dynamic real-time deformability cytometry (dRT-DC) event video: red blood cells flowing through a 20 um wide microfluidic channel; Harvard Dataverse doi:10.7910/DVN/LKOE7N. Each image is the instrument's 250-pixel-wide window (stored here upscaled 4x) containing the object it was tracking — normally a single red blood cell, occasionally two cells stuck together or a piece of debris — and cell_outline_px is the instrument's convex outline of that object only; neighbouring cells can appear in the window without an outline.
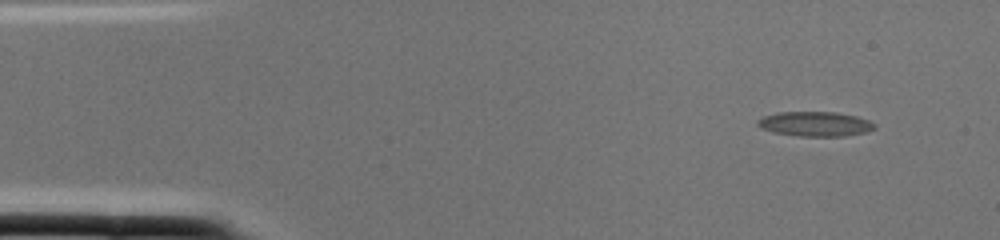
{"species": "common noctule bat (a hibernating species)", "species_latin": "Nyctalus noctula", "temperature_condition": "cold", "stored_images_in_passage": 1, "camera_frame_rate_fps": 3000, "um_per_image_px": 0.085, "animal": {"sex": "female", "body_mass_g": 22.0, "forearm_length_mm": 56.7}, "frame": {"image": 1, "passage_image": 1, "time_ms": 0.0, "image_size_px": [1000, 240], "cell_outline_px": [[876, 128], [868, 132], [844, 136], [800, 136], [772, 132], [760, 128], [756, 124], [756, 120], [764, 116], [776, 112], [836, 112], [856, 116], [868, 120], [876, 124]], "centroid_in_image_um": [69.28, 10.53], "position_along_channel_um": 15.7, "area_um2": 16.99}}